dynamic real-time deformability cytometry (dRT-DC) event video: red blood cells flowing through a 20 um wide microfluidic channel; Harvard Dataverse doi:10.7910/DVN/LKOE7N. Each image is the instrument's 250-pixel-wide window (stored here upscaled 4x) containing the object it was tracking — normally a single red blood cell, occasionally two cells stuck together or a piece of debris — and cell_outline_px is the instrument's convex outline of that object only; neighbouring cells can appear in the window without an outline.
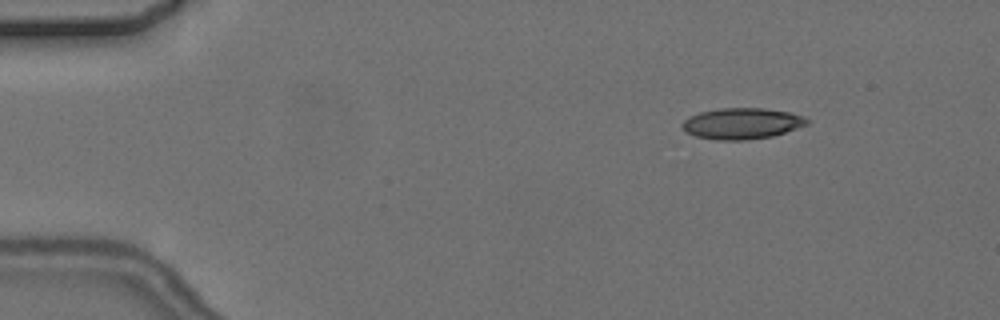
{"species": "common noctule bat (a hibernating species)", "species_latin": "Nyctalus noctula", "temperature_condition": "cold", "stored_images_in_passage": 3, "camera_frame_rate_fps": 3000, "um_per_image_px": 0.085, "animal": {"sex": "female", "body_mass_g": 24.6, "forearm_length_mm": 56.2}, "frame": {"image": 1, "passage_image": 1, "time_ms": 0.0, "image_size_px": [1000, 320], "cell_outline_px": [[808, 124], [772, 136], [744, 140], [716, 140], [696, 136], [684, 132], [680, 124], [688, 116], [700, 112], [720, 108], [764, 108], [792, 112], [804, 116], [808, 120]], "centroid_in_image_um": [63.02, 10.49], "position_along_channel_um": 22.0, "area_um2": 22.72}}